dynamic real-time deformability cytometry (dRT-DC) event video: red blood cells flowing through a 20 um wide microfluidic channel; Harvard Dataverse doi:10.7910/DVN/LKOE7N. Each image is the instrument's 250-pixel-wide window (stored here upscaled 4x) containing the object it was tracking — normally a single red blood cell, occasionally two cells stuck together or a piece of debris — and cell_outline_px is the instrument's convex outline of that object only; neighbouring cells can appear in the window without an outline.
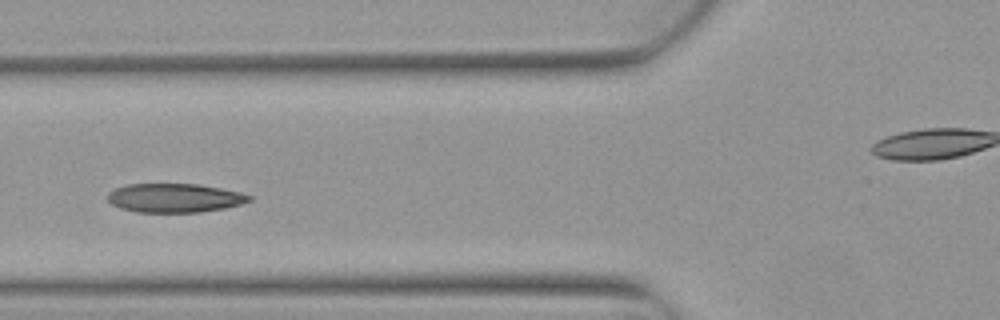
{"species": "Egyptian fruit bat (a non-hibernating species)", "species_latin": "Rousettus aegyptiacus", "temperature_condition": "warm", "stored_images_in_passage": 3, "camera_frame_rate_fps": 3000, "um_per_image_px": 0.085, "animal": {"sex": "female"}, "frame": {"image": 1, "passage_image": 3, "time_ms": 0.667, "image_size_px": [1000, 320], "cell_outline_px": [[252, 200], [240, 204], [224, 208], [200, 212], [136, 212], [120, 208], [112, 204], [108, 200], [108, 192], [116, 188], [128, 184], [200, 184], [240, 192], [252, 196]], "centroid_in_image_um": [14.84, 16.82], "position_along_channel_um": 111.0, "area_um2": 23.81}}